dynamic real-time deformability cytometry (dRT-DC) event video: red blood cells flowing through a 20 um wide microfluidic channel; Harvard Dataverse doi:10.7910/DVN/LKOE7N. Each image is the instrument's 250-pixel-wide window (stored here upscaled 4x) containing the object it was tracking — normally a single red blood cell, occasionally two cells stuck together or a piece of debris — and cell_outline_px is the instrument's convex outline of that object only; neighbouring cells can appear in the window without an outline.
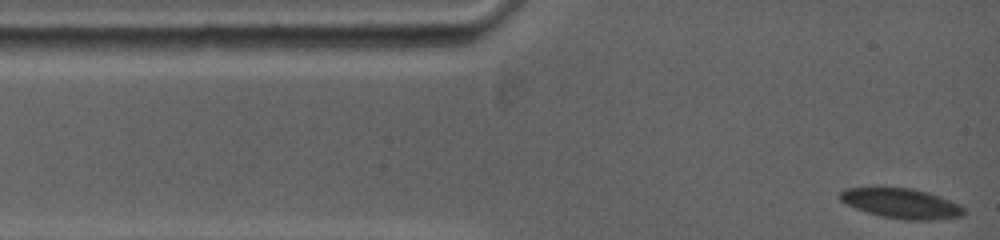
{"species": "common noctule bat (a hibernating species)", "species_latin": "Nyctalus noctula", "temperature_condition": "warm", "stored_images_in_passage": 36, "camera_frame_rate_fps": 5000, "um_per_image_px": 0.085, "animal": {"sex": "female", "body_mass_g": 19.0, "forearm_length_mm": 53.3}, "frame": {"image": 1, "passage_image": 1, "time_ms": 0.0, "image_size_px": [1000, 240], "cell_outline_px": [[964, 216], [932, 220], [904, 220], [880, 216], [856, 208], [840, 200], [840, 192], [844, 188], [912, 188], [928, 192], [940, 196], [960, 204], [964, 208]], "centroid_in_image_um": [76.66, 17.3], "position_along_channel_um": 8.3, "area_um2": 21.56}}
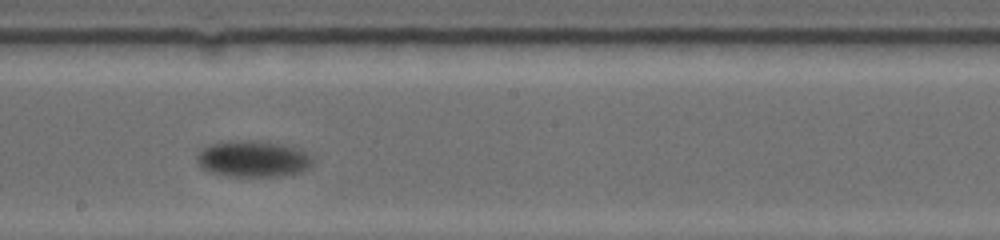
{"frame": {"image": 2, "passage_image": 20, "time_ms": 7.6, "image_size_px": [1000, 240], "cell_outline_px": [[312, 164], [308, 168], [300, 172], [280, 176], [228, 176], [208, 172], [200, 168], [196, 160], [196, 156], [204, 148], [212, 144], [232, 140], [256, 140], [284, 144], [308, 152], [312, 160]], "centroid_in_image_um": [21.49, 13.5], "position_along_channel_um": 226.7, "area_um2": 24.68}}
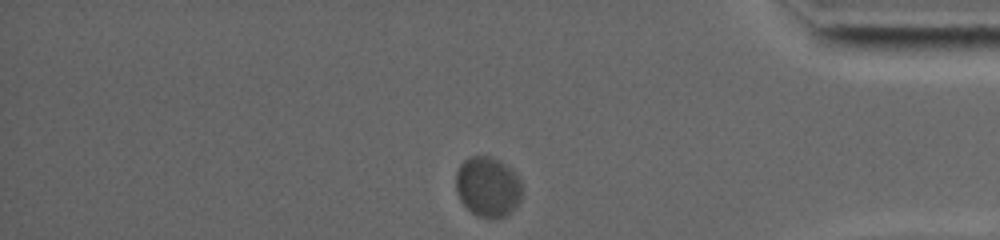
{"frame": {"image": 3, "passage_image": 34, "time_ms": 13.2, "image_size_px": [1000, 240], "cell_outline_px": [[520, 200], [512, 212], [504, 216], [480, 216], [472, 212], [460, 200], [456, 192], [456, 172], [460, 164], [468, 156], [492, 156], [500, 160], [516, 172], [520, 180]], "centroid_in_image_um": [41.45, 15.83], "position_along_channel_um": 393.7, "area_um2": 23.06}, "authors_computed_cell_mechanics": {"area_um2": 23.4379, "velocity_mm_per_s": 3.46, "shape_relaxation_time_tau1_ms": 3.6758, "shape_relaxation_time_tau2_ms": null, "deformation_change_tau1": 0.1052, "deformation_change_tau2": null}}